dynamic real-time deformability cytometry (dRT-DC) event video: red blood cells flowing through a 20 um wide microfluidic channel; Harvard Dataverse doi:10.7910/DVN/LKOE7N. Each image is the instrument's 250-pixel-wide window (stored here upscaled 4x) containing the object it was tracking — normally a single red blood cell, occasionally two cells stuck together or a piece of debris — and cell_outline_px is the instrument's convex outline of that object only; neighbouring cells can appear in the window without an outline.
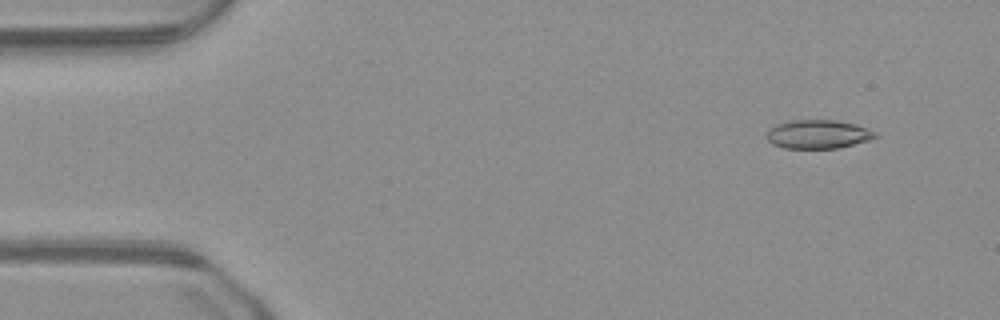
{"species": "common noctule bat (a hibernating species)", "species_latin": "Nyctalus noctula", "temperature_condition": "warm", "stored_images_in_passage": 10, "camera_frame_rate_fps": 3000, "um_per_image_px": 0.085, "animal": {"sex": "male", "body_mass_g": 23.1, "forearm_length_mm": 52.7}, "frame": {"image": 1, "passage_image": 3, "time_ms": 0.667, "image_size_px": [1000, 320], "cell_outline_px": [[880, 136], [868, 140], [836, 148], [784, 148], [772, 144], [764, 136], [764, 132], [776, 124], [792, 120], [836, 120], [856, 124], [868, 128], [876, 132]], "centroid_in_image_um": [69.5, 11.4], "position_along_channel_um": 15.5, "area_um2": 18.32}}